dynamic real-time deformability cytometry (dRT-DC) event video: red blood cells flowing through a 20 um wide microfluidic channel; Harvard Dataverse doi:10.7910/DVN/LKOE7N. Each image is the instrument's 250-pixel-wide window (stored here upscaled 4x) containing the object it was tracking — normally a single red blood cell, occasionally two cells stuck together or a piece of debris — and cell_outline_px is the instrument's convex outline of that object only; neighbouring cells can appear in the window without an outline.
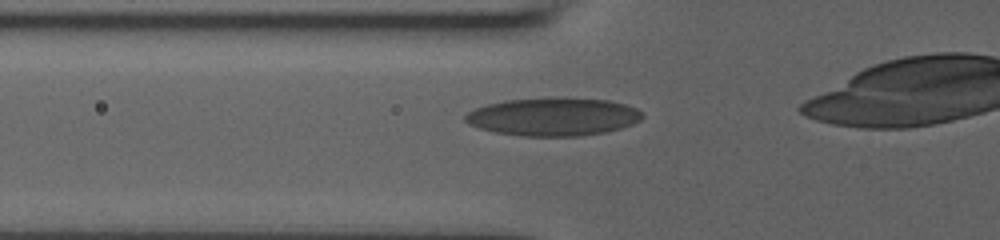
{"species": "human", "species_latin": "Homo sapiens", "temperature_condition": "room temperature", "stored_images_in_passage": 10, "camera_frame_rate_fps": 3000, "um_per_image_px": 0.085, "donor": {"sex": "male"}, "frame": {"image": 1, "passage_image": 7, "time_ms": 3.667, "image_size_px": [1000, 240], "cell_outline_px": [[644, 116], [640, 120], [632, 124], [620, 128], [604, 132], [576, 136], [520, 136], [492, 132], [468, 124], [464, 120], [464, 116], [468, 112], [476, 108], [488, 104], [504, 100], [556, 96], [608, 100], [624, 104], [636, 108]], "centroid_in_image_um": [46.99, 9.91], "position_along_channel_um": 78.8, "area_um2": 39.65}}
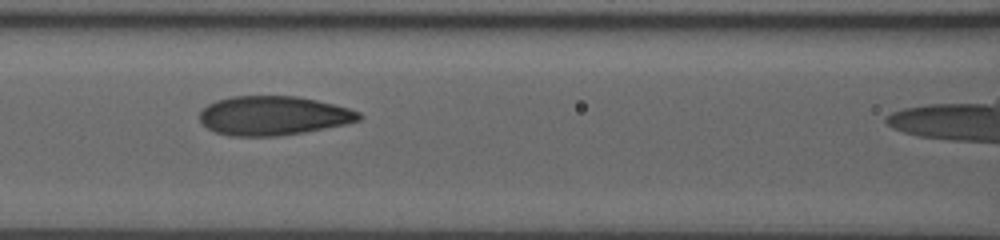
{"frame": {"image": 2, "passage_image": 9, "time_ms": 5.333, "image_size_px": [1000, 240], "cell_outline_px": [[364, 116], [360, 120], [344, 124], [304, 132], [272, 136], [232, 136], [216, 132], [208, 128], [200, 120], [200, 112], [208, 104], [216, 100], [232, 96], [296, 96], [316, 100], [348, 108], [360, 112]], "centroid_in_image_um": [23.23, 9.82], "position_along_channel_um": 143.4, "area_um2": 36.07}}